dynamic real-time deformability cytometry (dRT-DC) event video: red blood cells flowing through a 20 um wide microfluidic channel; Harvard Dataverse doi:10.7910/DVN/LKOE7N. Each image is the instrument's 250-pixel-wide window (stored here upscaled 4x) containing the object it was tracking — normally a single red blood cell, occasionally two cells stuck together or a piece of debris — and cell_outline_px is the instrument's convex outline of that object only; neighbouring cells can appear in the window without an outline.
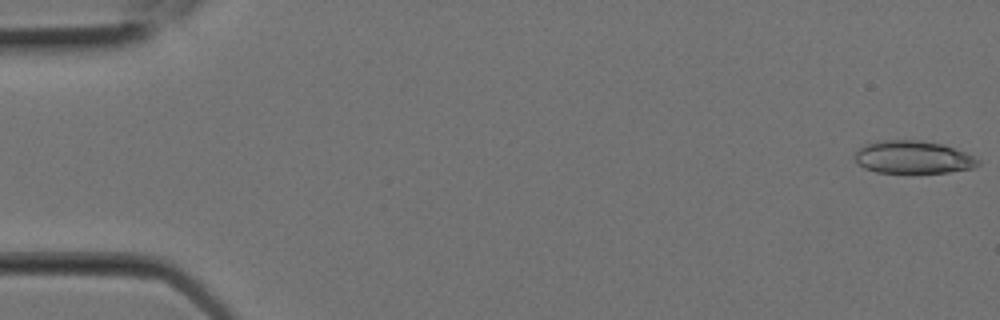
{"species": "Egyptian fruit bat (a non-hibernating species)", "species_latin": "Rousettus aegyptiacus", "temperature_condition": "room temperature", "stored_images_in_passage": 7, "camera_frame_rate_fps": 3000, "um_per_image_px": 0.085, "animal": {"sex": "female"}, "frame": {"image": 1, "passage_image": 1, "time_ms": 0.0, "image_size_px": [1000, 320], "cell_outline_px": [[980, 164], [972, 168], [948, 172], [908, 176], [876, 172], [864, 168], [856, 164], [856, 152], [860, 148], [876, 140], [920, 140], [944, 144], [964, 152], [980, 160]], "centroid_in_image_um": [77.6, 13.41], "position_along_channel_um": 7.4, "area_um2": 24.39}}
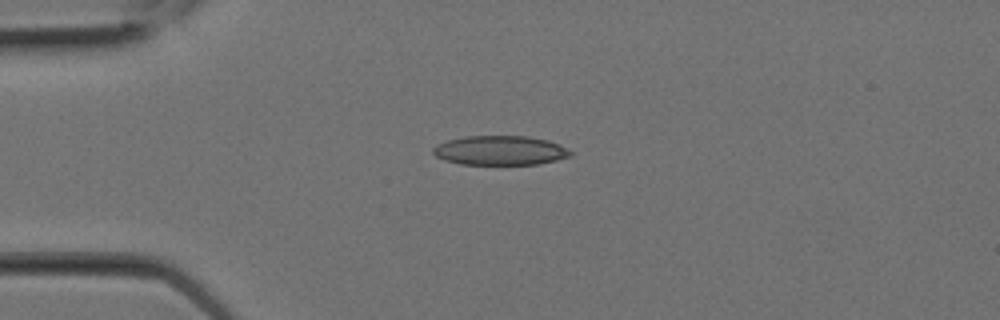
{"frame": {"image": 2, "passage_image": 6, "time_ms": 1.667, "image_size_px": [1000, 320], "cell_outline_px": [[572, 156], [556, 160], [536, 164], [460, 164], [444, 160], [436, 156], [432, 152], [432, 148], [436, 144], [448, 140], [464, 136], [528, 136], [548, 140], [572, 152]], "centroid_in_image_um": [42.46, 12.78], "position_along_channel_um": 42.5, "area_um2": 23.41}}